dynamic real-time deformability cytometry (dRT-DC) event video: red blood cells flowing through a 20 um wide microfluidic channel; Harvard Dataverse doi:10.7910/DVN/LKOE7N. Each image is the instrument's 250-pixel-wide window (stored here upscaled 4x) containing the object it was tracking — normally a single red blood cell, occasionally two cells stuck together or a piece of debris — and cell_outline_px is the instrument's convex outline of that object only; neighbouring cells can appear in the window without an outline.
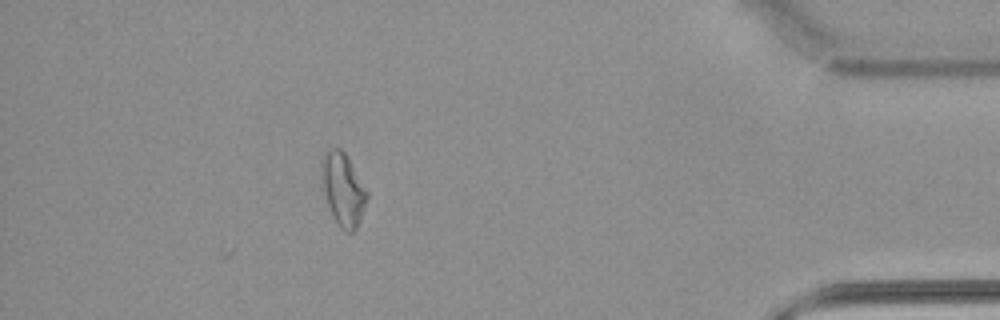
{"species": "common noctule bat (a hibernating species)", "species_latin": "Nyctalus noctula", "temperature_condition": "warm", "stored_images_in_passage": 48, "camera_frame_rate_fps": 3000, "um_per_image_px": 0.085, "animal": {"sex": "male", "body_mass_g": 21.5, "forearm_length_mm": 52.0}, "frame": {"image": 1, "passage_image": 48, "time_ms": 15.667, "image_size_px": [1000, 320], "cell_outline_px": [[368, 200], [356, 228], [352, 232], [344, 232], [340, 228], [328, 204], [324, 188], [324, 160], [328, 152], [332, 148], [340, 148], [344, 152], [368, 192]], "centroid_in_image_um": [29.23, 16.17], "position_along_channel_um": 406.0, "area_um2": 18.09}}